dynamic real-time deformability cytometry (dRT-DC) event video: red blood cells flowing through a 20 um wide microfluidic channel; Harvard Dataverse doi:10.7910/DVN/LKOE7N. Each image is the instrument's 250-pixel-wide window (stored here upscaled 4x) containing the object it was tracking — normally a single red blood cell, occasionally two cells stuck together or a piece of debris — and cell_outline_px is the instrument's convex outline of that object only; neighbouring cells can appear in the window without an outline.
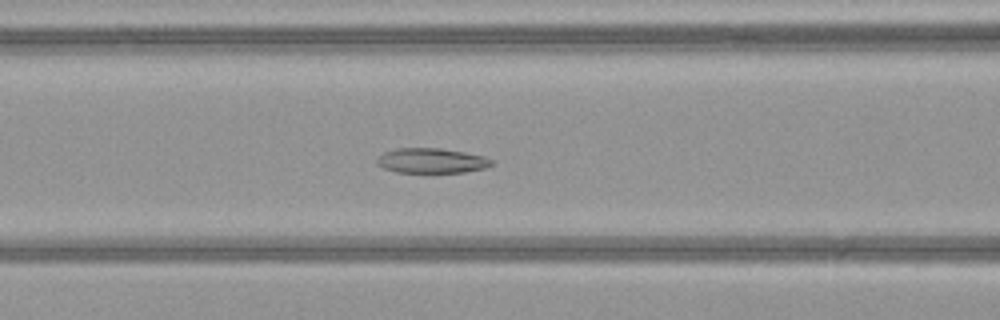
{"species": "common noctule bat (a hibernating species)", "species_latin": "Nyctalus noctula", "temperature_condition": "warm", "stored_images_in_passage": 52, "camera_frame_rate_fps": 3000, "um_per_image_px": 0.085, "animal": {"sex": "female", "body_mass_g": 21.9}, "frame": {"image": 1, "passage_image": 23, "time_ms": 7.333, "image_size_px": [1000, 320], "cell_outline_px": [[496, 164], [484, 168], [464, 172], [396, 172], [384, 168], [376, 164], [376, 160], [384, 152], [396, 148], [440, 148], [464, 152], [484, 156], [496, 160]], "centroid_in_image_um": [36.73, 13.65], "position_along_channel_um": 129.9, "area_um2": 16.76}}
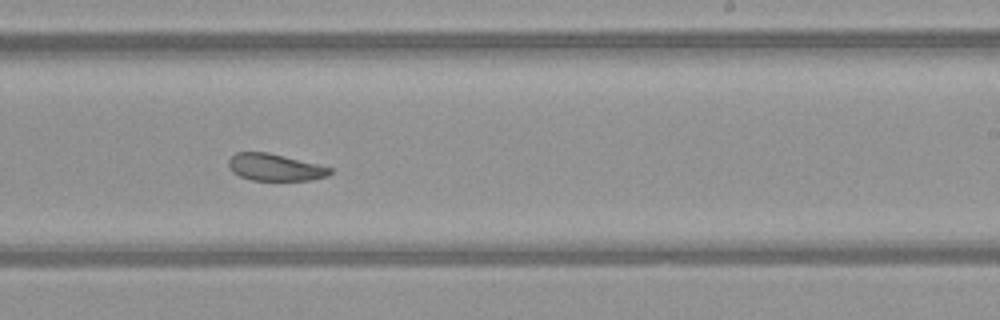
{"frame": {"image": 2, "passage_image": 33, "time_ms": 10.667, "image_size_px": [1000, 320], "cell_outline_px": [[332, 172], [328, 176], [312, 180], [252, 180], [240, 176], [232, 172], [228, 164], [228, 160], [236, 152], [268, 152], [332, 168]], "centroid_in_image_um": [23.36, 14.22], "position_along_channel_um": 265.6, "area_um2": 15.84}}
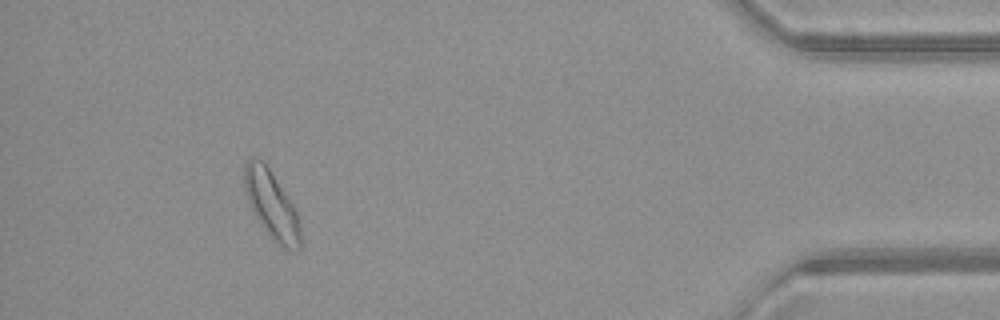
{"frame": {"image": 3, "passage_image": 48, "time_ms": 15.667, "image_size_px": [1000, 320], "cell_outline_px": [[300, 252], [292, 252], [284, 248], [272, 240], [268, 236], [260, 224], [244, 192], [244, 164], [252, 156], [256, 156], [264, 160], [292, 204], [300, 220]], "centroid_in_image_um": [23.08, 17.42], "position_along_channel_um": 412.1, "area_um2": 22.43}, "authors_computed_cell_mechanics": {"area_um2": 19.7965, "velocity_mm_per_s": 4.0772, "shape_relaxation_time_tau1_ms": 7.1483, "shape_relaxation_time_tau2_ms": 2.8829, "deformation_change_tau1": 0.1589, "deformation_change_tau2": 0.085}}